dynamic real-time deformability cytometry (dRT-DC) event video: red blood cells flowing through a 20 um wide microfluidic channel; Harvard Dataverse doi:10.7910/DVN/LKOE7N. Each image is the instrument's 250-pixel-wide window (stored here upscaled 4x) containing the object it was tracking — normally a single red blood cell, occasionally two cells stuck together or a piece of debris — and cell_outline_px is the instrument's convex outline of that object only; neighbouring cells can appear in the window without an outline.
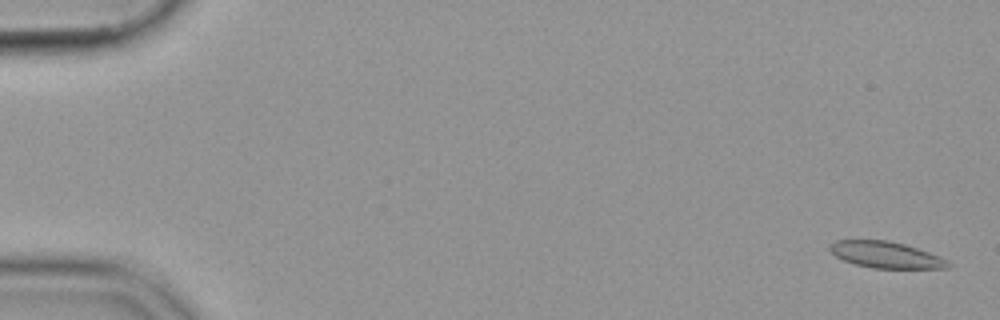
{"species": "common noctule bat (a hibernating species)", "species_latin": "Nyctalus noctula", "temperature_condition": "cold", "stored_images_in_passage": 11, "camera_frame_rate_fps": 3000, "um_per_image_px": 0.085, "animal": {"sex": "female", "body_mass_g": 19.9}, "frame": {"image": 1, "passage_image": 2, "time_ms": 0.333, "image_size_px": [1000, 320], "cell_outline_px": [[952, 264], [948, 268], [872, 268], [856, 264], [844, 260], [836, 256], [828, 248], [828, 244], [836, 240], [888, 240], [904, 244], [940, 256], [948, 260]], "centroid_in_image_um": [75.3, 21.65], "position_along_channel_um": 9.7, "area_um2": 18.15}}